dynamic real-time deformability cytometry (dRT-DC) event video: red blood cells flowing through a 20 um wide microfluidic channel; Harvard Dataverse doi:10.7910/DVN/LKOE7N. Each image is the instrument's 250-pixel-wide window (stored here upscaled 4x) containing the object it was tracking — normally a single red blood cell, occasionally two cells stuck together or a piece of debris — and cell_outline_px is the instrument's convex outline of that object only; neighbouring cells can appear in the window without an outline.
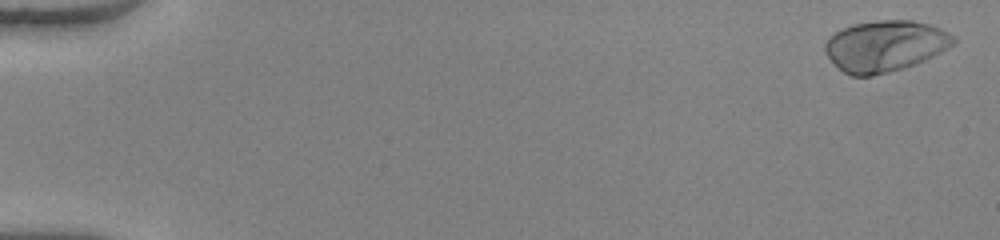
{"species": "human", "species_latin": "Homo sapiens", "temperature_condition": "warm", "stored_images_in_passage": 52, "camera_frame_rate_fps": 3000, "um_per_image_px": 0.085, "donor": {"sex": "female"}, "frame": {"image": 1, "passage_image": 2, "time_ms": 0.333, "image_size_px": [1000, 240], "cell_outline_px": [[956, 40], [948, 48], [924, 60], [904, 68], [872, 76], [852, 76], [844, 72], [824, 52], [824, 44], [828, 36], [844, 28], [856, 24], [876, 20], [912, 20], [928, 24], [940, 28], [956, 36]], "centroid_in_image_um": [75.23, 3.9], "position_along_channel_um": 9.8, "area_um2": 38.03}}
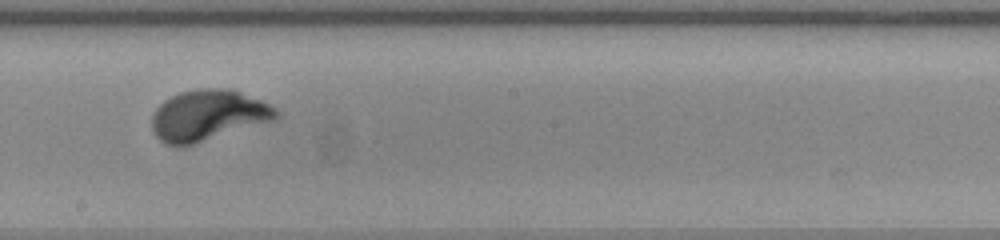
{"frame": {"image": 2, "passage_image": 31, "time_ms": 10.0, "image_size_px": [1000, 240], "cell_outline_px": [[280, 116], [276, 120], [180, 148], [176, 148], [164, 144], [152, 132], [152, 116], [156, 108], [164, 100], [180, 92], [200, 88], [232, 88], [260, 100], [276, 108], [280, 112]], "centroid_in_image_um": [17.68, 9.82], "position_along_channel_um": 230.5, "area_um2": 37.34}}
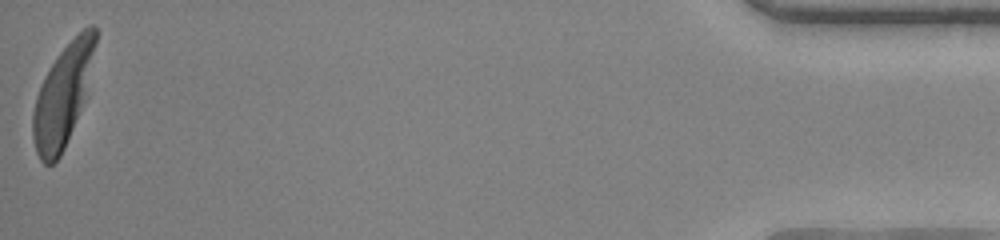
{"frame": {"image": 3, "passage_image": 52, "time_ms": 17.0, "image_size_px": [1000, 240], "cell_outline_px": [[96, 44], [80, 108], [64, 148], [60, 156], [52, 164], [44, 164], [40, 160], [36, 152], [32, 136], [32, 112], [36, 96], [40, 84], [44, 76], [56, 56], [88, 24], [92, 24], [96, 28]], "centroid_in_image_um": [5.27, 8.14], "position_along_channel_um": 429.9, "area_um2": 35.72}}